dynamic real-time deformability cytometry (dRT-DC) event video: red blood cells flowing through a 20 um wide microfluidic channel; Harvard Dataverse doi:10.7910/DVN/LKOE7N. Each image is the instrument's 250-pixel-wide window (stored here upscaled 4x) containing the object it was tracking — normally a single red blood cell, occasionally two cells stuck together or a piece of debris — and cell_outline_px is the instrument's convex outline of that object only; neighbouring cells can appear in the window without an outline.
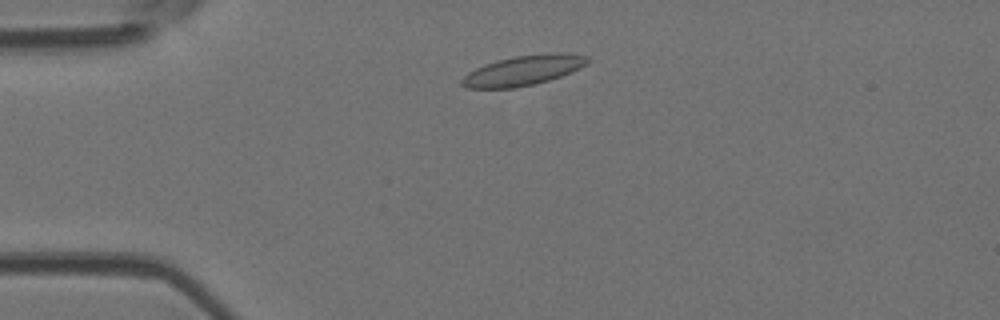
{"species": "Egyptian fruit bat (a non-hibernating species)", "species_latin": "Rousettus aegyptiacus", "temperature_condition": "room temperature", "stored_images_in_passage": 42, "camera_frame_rate_fps": 3000, "um_per_image_px": 0.085, "animal": {"sex": "female"}, "frame": {"image": 1, "passage_image": 5, "time_ms": 1.333, "image_size_px": [1000, 320], "cell_outline_px": [[588, 64], [572, 72], [548, 80], [516, 88], [464, 88], [460, 84], [460, 80], [468, 72], [484, 64], [496, 60], [516, 56], [552, 52], [564, 52], [588, 56]], "centroid_in_image_um": [44.47, 5.98], "position_along_channel_um": 40.5, "area_um2": 22.08}}
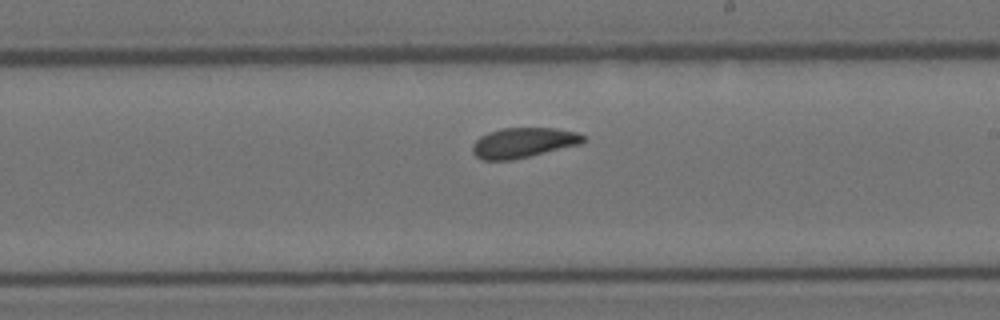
{"frame": {"image": 2, "passage_image": 22, "time_ms": 7.0, "image_size_px": [1000, 320], "cell_outline_px": [[588, 140], [580, 144], [512, 160], [484, 160], [476, 156], [472, 152], [472, 144], [480, 136], [488, 132], [504, 128], [556, 128], [576, 132], [584, 136]], "centroid_in_image_um": [44.48, 12.12], "position_along_channel_um": 244.5, "area_um2": 19.36}}
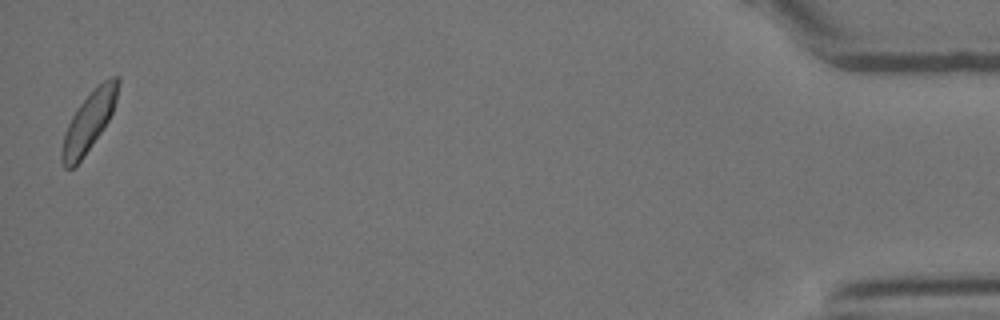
{"frame": {"image": 3, "passage_image": 42, "time_ms": 13.667, "image_size_px": [1000, 320], "cell_outline_px": [[120, 84], [116, 100], [112, 112], [108, 120], [100, 132], [80, 160], [72, 168], [64, 168], [60, 160], [60, 152], [64, 132], [72, 116], [80, 104], [108, 76], [120, 76]], "centroid_in_image_um": [7.54, 10.32], "position_along_channel_um": 427.7, "area_um2": 18.96}, "authors_computed_cell_mechanics": {"area_um2": 19.652, "velocity_mm_per_s": 4.1058, "shape_relaxation_time_tau1_ms": 4.0423, "shape_relaxation_time_tau2_ms": 2.7505, "deformation_change_tau1": 0.0893, "deformation_change_tau2": 0.0549}}